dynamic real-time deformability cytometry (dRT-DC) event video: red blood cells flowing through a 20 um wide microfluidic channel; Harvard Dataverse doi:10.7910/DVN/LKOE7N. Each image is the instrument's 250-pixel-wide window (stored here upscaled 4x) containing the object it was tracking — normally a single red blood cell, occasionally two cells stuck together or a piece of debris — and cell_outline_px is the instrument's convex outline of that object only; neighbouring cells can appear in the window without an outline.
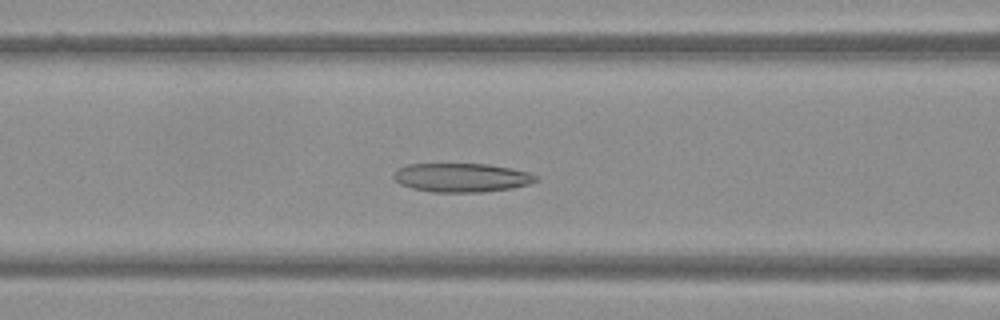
{"species": "Egyptian fruit bat (a non-hibernating species)", "species_latin": "Rousettus aegyptiacus", "temperature_condition": "warm", "stored_images_in_passage": 50, "camera_frame_rate_fps": 3000, "um_per_image_px": 0.085, "frame": {"image": 1, "passage_image": 20, "time_ms": 6.333, "image_size_px": [1000, 320], "cell_outline_px": [[540, 180], [528, 184], [512, 188], [484, 192], [432, 192], [412, 188], [400, 184], [392, 176], [392, 172], [396, 168], [408, 164], [488, 164], [528, 172], [540, 176]], "centroid_in_image_um": [39.22, 15.09], "position_along_channel_um": 127.4, "area_um2": 24.1}}
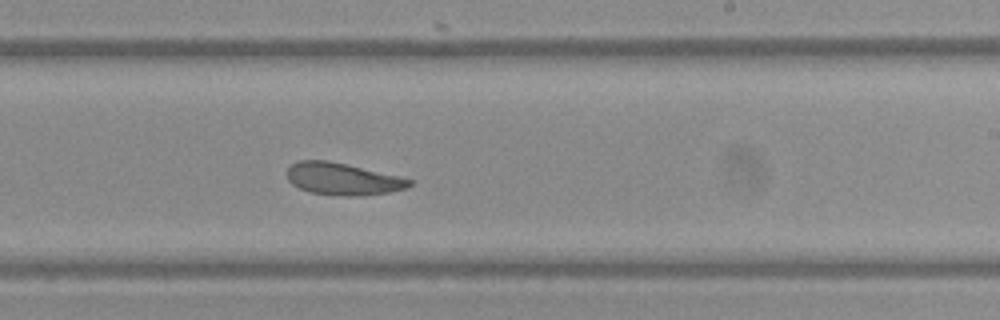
{"frame": {"image": 2, "passage_image": 30, "time_ms": 9.667, "image_size_px": [1000, 320], "cell_outline_px": [[412, 184], [408, 188], [388, 192], [356, 196], [340, 196], [312, 192], [300, 188], [292, 184], [288, 180], [288, 168], [296, 160], [328, 160], [400, 176], [412, 180]], "centroid_in_image_um": [29.14, 15.2], "position_along_channel_um": 259.9, "area_um2": 22.77}}
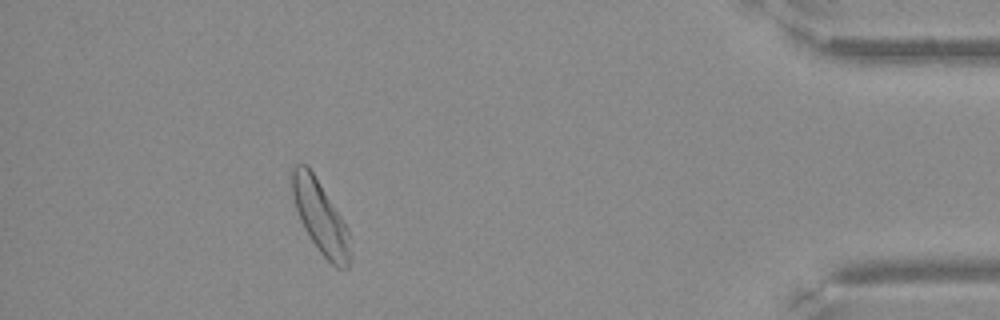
{"frame": {"image": 3, "passage_image": 45, "time_ms": 14.667, "image_size_px": [1000, 320], "cell_outline_px": [[352, 260], [348, 268], [336, 268], [320, 252], [304, 228], [300, 220], [292, 196], [292, 164], [304, 164], [312, 172], [348, 228], [352, 256]], "centroid_in_image_um": [27.25, 18.51], "position_along_channel_um": 407.9, "area_um2": 24.22}}